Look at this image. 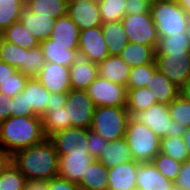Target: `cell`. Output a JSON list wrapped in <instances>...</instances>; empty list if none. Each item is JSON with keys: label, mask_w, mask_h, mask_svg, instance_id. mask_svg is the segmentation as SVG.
I'll use <instances>...</instances> for the list:
<instances>
[{"label": "cell", "mask_w": 190, "mask_h": 190, "mask_svg": "<svg viewBox=\"0 0 190 190\" xmlns=\"http://www.w3.org/2000/svg\"><path fill=\"white\" fill-rule=\"evenodd\" d=\"M58 161L59 155L48 138L11 156V162L27 181H49L57 177Z\"/></svg>", "instance_id": "6da1fadb"}, {"label": "cell", "mask_w": 190, "mask_h": 190, "mask_svg": "<svg viewBox=\"0 0 190 190\" xmlns=\"http://www.w3.org/2000/svg\"><path fill=\"white\" fill-rule=\"evenodd\" d=\"M45 139L41 116H10L0 122V148L11 156Z\"/></svg>", "instance_id": "7a4b0ae2"}, {"label": "cell", "mask_w": 190, "mask_h": 190, "mask_svg": "<svg viewBox=\"0 0 190 190\" xmlns=\"http://www.w3.org/2000/svg\"><path fill=\"white\" fill-rule=\"evenodd\" d=\"M150 12L158 37H171L186 31L189 16L176 0H153Z\"/></svg>", "instance_id": "3957f363"}, {"label": "cell", "mask_w": 190, "mask_h": 190, "mask_svg": "<svg viewBox=\"0 0 190 190\" xmlns=\"http://www.w3.org/2000/svg\"><path fill=\"white\" fill-rule=\"evenodd\" d=\"M125 139L136 162H151L160 152V138L150 128L139 124L132 117L127 122Z\"/></svg>", "instance_id": "277c9868"}, {"label": "cell", "mask_w": 190, "mask_h": 190, "mask_svg": "<svg viewBox=\"0 0 190 190\" xmlns=\"http://www.w3.org/2000/svg\"><path fill=\"white\" fill-rule=\"evenodd\" d=\"M129 118L126 107H95L90 130L108 142L120 140L125 138Z\"/></svg>", "instance_id": "5b68a950"}, {"label": "cell", "mask_w": 190, "mask_h": 190, "mask_svg": "<svg viewBox=\"0 0 190 190\" xmlns=\"http://www.w3.org/2000/svg\"><path fill=\"white\" fill-rule=\"evenodd\" d=\"M121 22L129 42L152 46L156 50L159 37L151 12L126 14Z\"/></svg>", "instance_id": "8992f818"}, {"label": "cell", "mask_w": 190, "mask_h": 190, "mask_svg": "<svg viewBox=\"0 0 190 190\" xmlns=\"http://www.w3.org/2000/svg\"><path fill=\"white\" fill-rule=\"evenodd\" d=\"M155 63L179 89L190 78V52L155 53Z\"/></svg>", "instance_id": "52a82bcc"}, {"label": "cell", "mask_w": 190, "mask_h": 190, "mask_svg": "<svg viewBox=\"0 0 190 190\" xmlns=\"http://www.w3.org/2000/svg\"><path fill=\"white\" fill-rule=\"evenodd\" d=\"M86 91L95 107H126L127 105V88L99 75Z\"/></svg>", "instance_id": "ba28073f"}, {"label": "cell", "mask_w": 190, "mask_h": 190, "mask_svg": "<svg viewBox=\"0 0 190 190\" xmlns=\"http://www.w3.org/2000/svg\"><path fill=\"white\" fill-rule=\"evenodd\" d=\"M64 107L67 110L71 126L90 129L95 105L87 91H68Z\"/></svg>", "instance_id": "9c48e42d"}, {"label": "cell", "mask_w": 190, "mask_h": 190, "mask_svg": "<svg viewBox=\"0 0 190 190\" xmlns=\"http://www.w3.org/2000/svg\"><path fill=\"white\" fill-rule=\"evenodd\" d=\"M87 138L88 129L72 126L56 132L48 139L58 154H89Z\"/></svg>", "instance_id": "30bf717a"}, {"label": "cell", "mask_w": 190, "mask_h": 190, "mask_svg": "<svg viewBox=\"0 0 190 190\" xmlns=\"http://www.w3.org/2000/svg\"><path fill=\"white\" fill-rule=\"evenodd\" d=\"M78 54L97 64L109 56L101 26L80 31Z\"/></svg>", "instance_id": "8fae6325"}, {"label": "cell", "mask_w": 190, "mask_h": 190, "mask_svg": "<svg viewBox=\"0 0 190 190\" xmlns=\"http://www.w3.org/2000/svg\"><path fill=\"white\" fill-rule=\"evenodd\" d=\"M50 93H67L71 90L70 70L54 62H45L36 77Z\"/></svg>", "instance_id": "7c38bea8"}, {"label": "cell", "mask_w": 190, "mask_h": 190, "mask_svg": "<svg viewBox=\"0 0 190 190\" xmlns=\"http://www.w3.org/2000/svg\"><path fill=\"white\" fill-rule=\"evenodd\" d=\"M132 118L150 128L160 139L167 136L171 128L167 104H154L145 111L134 114Z\"/></svg>", "instance_id": "4fadbf2b"}, {"label": "cell", "mask_w": 190, "mask_h": 190, "mask_svg": "<svg viewBox=\"0 0 190 190\" xmlns=\"http://www.w3.org/2000/svg\"><path fill=\"white\" fill-rule=\"evenodd\" d=\"M67 15L78 26L79 31L102 25L98 1L68 3Z\"/></svg>", "instance_id": "5bb4252c"}, {"label": "cell", "mask_w": 190, "mask_h": 190, "mask_svg": "<svg viewBox=\"0 0 190 190\" xmlns=\"http://www.w3.org/2000/svg\"><path fill=\"white\" fill-rule=\"evenodd\" d=\"M26 116H42L49 101L50 92L36 78H28L24 86Z\"/></svg>", "instance_id": "9a60e30c"}, {"label": "cell", "mask_w": 190, "mask_h": 190, "mask_svg": "<svg viewBox=\"0 0 190 190\" xmlns=\"http://www.w3.org/2000/svg\"><path fill=\"white\" fill-rule=\"evenodd\" d=\"M58 176L78 184L87 166L95 160L90 154H58Z\"/></svg>", "instance_id": "2e32d148"}, {"label": "cell", "mask_w": 190, "mask_h": 190, "mask_svg": "<svg viewBox=\"0 0 190 190\" xmlns=\"http://www.w3.org/2000/svg\"><path fill=\"white\" fill-rule=\"evenodd\" d=\"M135 160L108 169V190H137Z\"/></svg>", "instance_id": "e0dca14e"}, {"label": "cell", "mask_w": 190, "mask_h": 190, "mask_svg": "<svg viewBox=\"0 0 190 190\" xmlns=\"http://www.w3.org/2000/svg\"><path fill=\"white\" fill-rule=\"evenodd\" d=\"M136 182L137 190H169L174 183L164 177L152 162L137 165Z\"/></svg>", "instance_id": "ac0fdd59"}, {"label": "cell", "mask_w": 190, "mask_h": 190, "mask_svg": "<svg viewBox=\"0 0 190 190\" xmlns=\"http://www.w3.org/2000/svg\"><path fill=\"white\" fill-rule=\"evenodd\" d=\"M55 18L41 16L24 8L19 21L40 43L50 38L55 24Z\"/></svg>", "instance_id": "d6986e66"}, {"label": "cell", "mask_w": 190, "mask_h": 190, "mask_svg": "<svg viewBox=\"0 0 190 190\" xmlns=\"http://www.w3.org/2000/svg\"><path fill=\"white\" fill-rule=\"evenodd\" d=\"M71 90L86 91L98 76V64L78 57L69 67Z\"/></svg>", "instance_id": "ffe728a7"}, {"label": "cell", "mask_w": 190, "mask_h": 190, "mask_svg": "<svg viewBox=\"0 0 190 190\" xmlns=\"http://www.w3.org/2000/svg\"><path fill=\"white\" fill-rule=\"evenodd\" d=\"M79 33L78 26L68 15H64L55 20L50 36L51 44H60L61 46H69V49H78Z\"/></svg>", "instance_id": "44dd1931"}, {"label": "cell", "mask_w": 190, "mask_h": 190, "mask_svg": "<svg viewBox=\"0 0 190 190\" xmlns=\"http://www.w3.org/2000/svg\"><path fill=\"white\" fill-rule=\"evenodd\" d=\"M131 67L120 57L109 55L98 63V75L113 83L127 87Z\"/></svg>", "instance_id": "7402d4cb"}, {"label": "cell", "mask_w": 190, "mask_h": 190, "mask_svg": "<svg viewBox=\"0 0 190 190\" xmlns=\"http://www.w3.org/2000/svg\"><path fill=\"white\" fill-rule=\"evenodd\" d=\"M77 185L80 190H108V168L99 160H93Z\"/></svg>", "instance_id": "603a6c76"}, {"label": "cell", "mask_w": 190, "mask_h": 190, "mask_svg": "<svg viewBox=\"0 0 190 190\" xmlns=\"http://www.w3.org/2000/svg\"><path fill=\"white\" fill-rule=\"evenodd\" d=\"M98 160L108 169L116 165L133 161L131 150L125 138L116 141H109Z\"/></svg>", "instance_id": "cb8c5ba5"}, {"label": "cell", "mask_w": 190, "mask_h": 190, "mask_svg": "<svg viewBox=\"0 0 190 190\" xmlns=\"http://www.w3.org/2000/svg\"><path fill=\"white\" fill-rule=\"evenodd\" d=\"M40 46L45 62H54L69 68L79 57L78 49H69V46L51 44L50 38L42 41Z\"/></svg>", "instance_id": "d4e9b609"}, {"label": "cell", "mask_w": 190, "mask_h": 190, "mask_svg": "<svg viewBox=\"0 0 190 190\" xmlns=\"http://www.w3.org/2000/svg\"><path fill=\"white\" fill-rule=\"evenodd\" d=\"M101 29L103 31V37L107 44L109 55L120 56L122 50L129 42L122 22L105 23L101 25Z\"/></svg>", "instance_id": "484cf974"}, {"label": "cell", "mask_w": 190, "mask_h": 190, "mask_svg": "<svg viewBox=\"0 0 190 190\" xmlns=\"http://www.w3.org/2000/svg\"><path fill=\"white\" fill-rule=\"evenodd\" d=\"M156 50L152 46L128 42L120 57L131 67L135 68L155 63Z\"/></svg>", "instance_id": "4316f807"}, {"label": "cell", "mask_w": 190, "mask_h": 190, "mask_svg": "<svg viewBox=\"0 0 190 190\" xmlns=\"http://www.w3.org/2000/svg\"><path fill=\"white\" fill-rule=\"evenodd\" d=\"M157 103L169 104L179 95V88L175 86L162 72L158 69L151 76V80L147 84Z\"/></svg>", "instance_id": "83f0119b"}, {"label": "cell", "mask_w": 190, "mask_h": 190, "mask_svg": "<svg viewBox=\"0 0 190 190\" xmlns=\"http://www.w3.org/2000/svg\"><path fill=\"white\" fill-rule=\"evenodd\" d=\"M154 104H157V101L149 88H127L126 108L130 117L136 113L145 111Z\"/></svg>", "instance_id": "f1b7e54d"}, {"label": "cell", "mask_w": 190, "mask_h": 190, "mask_svg": "<svg viewBox=\"0 0 190 190\" xmlns=\"http://www.w3.org/2000/svg\"><path fill=\"white\" fill-rule=\"evenodd\" d=\"M41 117L46 138H49L56 132L72 127L65 107L46 108L45 113Z\"/></svg>", "instance_id": "f546056e"}, {"label": "cell", "mask_w": 190, "mask_h": 190, "mask_svg": "<svg viewBox=\"0 0 190 190\" xmlns=\"http://www.w3.org/2000/svg\"><path fill=\"white\" fill-rule=\"evenodd\" d=\"M1 35L5 41L19 45L27 50L40 46V42L31 35L20 21L7 27Z\"/></svg>", "instance_id": "4dcf8cb0"}, {"label": "cell", "mask_w": 190, "mask_h": 190, "mask_svg": "<svg viewBox=\"0 0 190 190\" xmlns=\"http://www.w3.org/2000/svg\"><path fill=\"white\" fill-rule=\"evenodd\" d=\"M26 7L41 16L57 19L67 15L68 3L66 0H26Z\"/></svg>", "instance_id": "1f68e13d"}, {"label": "cell", "mask_w": 190, "mask_h": 190, "mask_svg": "<svg viewBox=\"0 0 190 190\" xmlns=\"http://www.w3.org/2000/svg\"><path fill=\"white\" fill-rule=\"evenodd\" d=\"M26 7V0H0V34L18 22Z\"/></svg>", "instance_id": "d6a6232c"}, {"label": "cell", "mask_w": 190, "mask_h": 190, "mask_svg": "<svg viewBox=\"0 0 190 190\" xmlns=\"http://www.w3.org/2000/svg\"><path fill=\"white\" fill-rule=\"evenodd\" d=\"M160 153L183 163L189 160L187 148L182 136H164L160 139Z\"/></svg>", "instance_id": "836d02e7"}, {"label": "cell", "mask_w": 190, "mask_h": 190, "mask_svg": "<svg viewBox=\"0 0 190 190\" xmlns=\"http://www.w3.org/2000/svg\"><path fill=\"white\" fill-rule=\"evenodd\" d=\"M126 0H98L102 24L118 22L126 15Z\"/></svg>", "instance_id": "e575fe53"}, {"label": "cell", "mask_w": 190, "mask_h": 190, "mask_svg": "<svg viewBox=\"0 0 190 190\" xmlns=\"http://www.w3.org/2000/svg\"><path fill=\"white\" fill-rule=\"evenodd\" d=\"M25 49L1 38L0 41V60L21 70L24 66Z\"/></svg>", "instance_id": "d590c367"}, {"label": "cell", "mask_w": 190, "mask_h": 190, "mask_svg": "<svg viewBox=\"0 0 190 190\" xmlns=\"http://www.w3.org/2000/svg\"><path fill=\"white\" fill-rule=\"evenodd\" d=\"M190 52V40L185 32L171 37H159L156 53Z\"/></svg>", "instance_id": "8d00e7d4"}, {"label": "cell", "mask_w": 190, "mask_h": 190, "mask_svg": "<svg viewBox=\"0 0 190 190\" xmlns=\"http://www.w3.org/2000/svg\"><path fill=\"white\" fill-rule=\"evenodd\" d=\"M27 179L11 162L0 175V190H24Z\"/></svg>", "instance_id": "74e56055"}, {"label": "cell", "mask_w": 190, "mask_h": 190, "mask_svg": "<svg viewBox=\"0 0 190 190\" xmlns=\"http://www.w3.org/2000/svg\"><path fill=\"white\" fill-rule=\"evenodd\" d=\"M45 64V58L41 46L33 49H25L24 66L20 70L28 78L37 77Z\"/></svg>", "instance_id": "f35d334b"}, {"label": "cell", "mask_w": 190, "mask_h": 190, "mask_svg": "<svg viewBox=\"0 0 190 190\" xmlns=\"http://www.w3.org/2000/svg\"><path fill=\"white\" fill-rule=\"evenodd\" d=\"M157 70L156 64H146L131 68L126 88H143L147 87L151 76Z\"/></svg>", "instance_id": "ab89813d"}, {"label": "cell", "mask_w": 190, "mask_h": 190, "mask_svg": "<svg viewBox=\"0 0 190 190\" xmlns=\"http://www.w3.org/2000/svg\"><path fill=\"white\" fill-rule=\"evenodd\" d=\"M151 162L164 177L172 182L176 181L182 163L160 152L154 157Z\"/></svg>", "instance_id": "60d3db41"}, {"label": "cell", "mask_w": 190, "mask_h": 190, "mask_svg": "<svg viewBox=\"0 0 190 190\" xmlns=\"http://www.w3.org/2000/svg\"><path fill=\"white\" fill-rule=\"evenodd\" d=\"M168 112L171 120L190 127V102L178 95L168 104Z\"/></svg>", "instance_id": "b9f144b4"}, {"label": "cell", "mask_w": 190, "mask_h": 190, "mask_svg": "<svg viewBox=\"0 0 190 190\" xmlns=\"http://www.w3.org/2000/svg\"><path fill=\"white\" fill-rule=\"evenodd\" d=\"M27 79V76L17 70L10 76V78L0 84V93L13 98L23 91Z\"/></svg>", "instance_id": "7bdbcfd3"}, {"label": "cell", "mask_w": 190, "mask_h": 190, "mask_svg": "<svg viewBox=\"0 0 190 190\" xmlns=\"http://www.w3.org/2000/svg\"><path fill=\"white\" fill-rule=\"evenodd\" d=\"M88 153L96 160L101 156L104 147L107 146L108 141H106L102 136L94 133L88 129Z\"/></svg>", "instance_id": "ee69618b"}, {"label": "cell", "mask_w": 190, "mask_h": 190, "mask_svg": "<svg viewBox=\"0 0 190 190\" xmlns=\"http://www.w3.org/2000/svg\"><path fill=\"white\" fill-rule=\"evenodd\" d=\"M151 0H126V14H140L150 12Z\"/></svg>", "instance_id": "f6af8a7d"}, {"label": "cell", "mask_w": 190, "mask_h": 190, "mask_svg": "<svg viewBox=\"0 0 190 190\" xmlns=\"http://www.w3.org/2000/svg\"><path fill=\"white\" fill-rule=\"evenodd\" d=\"M174 183L182 190H190V159L182 163L180 172Z\"/></svg>", "instance_id": "bcb514c9"}, {"label": "cell", "mask_w": 190, "mask_h": 190, "mask_svg": "<svg viewBox=\"0 0 190 190\" xmlns=\"http://www.w3.org/2000/svg\"><path fill=\"white\" fill-rule=\"evenodd\" d=\"M48 190H80L76 183L62 177H55L48 181Z\"/></svg>", "instance_id": "7dc6e473"}, {"label": "cell", "mask_w": 190, "mask_h": 190, "mask_svg": "<svg viewBox=\"0 0 190 190\" xmlns=\"http://www.w3.org/2000/svg\"><path fill=\"white\" fill-rule=\"evenodd\" d=\"M11 109H12V116H26L24 91H21L12 98Z\"/></svg>", "instance_id": "c3c4849f"}, {"label": "cell", "mask_w": 190, "mask_h": 190, "mask_svg": "<svg viewBox=\"0 0 190 190\" xmlns=\"http://www.w3.org/2000/svg\"><path fill=\"white\" fill-rule=\"evenodd\" d=\"M11 101L12 97L0 93V122L12 116Z\"/></svg>", "instance_id": "681fc988"}, {"label": "cell", "mask_w": 190, "mask_h": 190, "mask_svg": "<svg viewBox=\"0 0 190 190\" xmlns=\"http://www.w3.org/2000/svg\"><path fill=\"white\" fill-rule=\"evenodd\" d=\"M67 93H50L46 108H60L65 106Z\"/></svg>", "instance_id": "f907efd6"}, {"label": "cell", "mask_w": 190, "mask_h": 190, "mask_svg": "<svg viewBox=\"0 0 190 190\" xmlns=\"http://www.w3.org/2000/svg\"><path fill=\"white\" fill-rule=\"evenodd\" d=\"M17 69L0 60V84L6 81Z\"/></svg>", "instance_id": "816d5d0a"}, {"label": "cell", "mask_w": 190, "mask_h": 190, "mask_svg": "<svg viewBox=\"0 0 190 190\" xmlns=\"http://www.w3.org/2000/svg\"><path fill=\"white\" fill-rule=\"evenodd\" d=\"M170 125H171V128L167 136H182L188 129V127L182 125L179 122H175L173 120H171Z\"/></svg>", "instance_id": "f5cc1de1"}, {"label": "cell", "mask_w": 190, "mask_h": 190, "mask_svg": "<svg viewBox=\"0 0 190 190\" xmlns=\"http://www.w3.org/2000/svg\"><path fill=\"white\" fill-rule=\"evenodd\" d=\"M11 163V155L0 148V175Z\"/></svg>", "instance_id": "db71d44e"}, {"label": "cell", "mask_w": 190, "mask_h": 190, "mask_svg": "<svg viewBox=\"0 0 190 190\" xmlns=\"http://www.w3.org/2000/svg\"><path fill=\"white\" fill-rule=\"evenodd\" d=\"M179 95L190 102V78L179 89Z\"/></svg>", "instance_id": "11a10c76"}, {"label": "cell", "mask_w": 190, "mask_h": 190, "mask_svg": "<svg viewBox=\"0 0 190 190\" xmlns=\"http://www.w3.org/2000/svg\"><path fill=\"white\" fill-rule=\"evenodd\" d=\"M185 146L187 148V153L190 159V127L186 130V132L182 135Z\"/></svg>", "instance_id": "9f6ffc18"}, {"label": "cell", "mask_w": 190, "mask_h": 190, "mask_svg": "<svg viewBox=\"0 0 190 190\" xmlns=\"http://www.w3.org/2000/svg\"><path fill=\"white\" fill-rule=\"evenodd\" d=\"M185 13L190 16V0H176Z\"/></svg>", "instance_id": "6f0895ef"}, {"label": "cell", "mask_w": 190, "mask_h": 190, "mask_svg": "<svg viewBox=\"0 0 190 190\" xmlns=\"http://www.w3.org/2000/svg\"><path fill=\"white\" fill-rule=\"evenodd\" d=\"M35 190H48V181H35Z\"/></svg>", "instance_id": "680465c9"}, {"label": "cell", "mask_w": 190, "mask_h": 190, "mask_svg": "<svg viewBox=\"0 0 190 190\" xmlns=\"http://www.w3.org/2000/svg\"><path fill=\"white\" fill-rule=\"evenodd\" d=\"M24 190H35V181H28Z\"/></svg>", "instance_id": "91938a15"}, {"label": "cell", "mask_w": 190, "mask_h": 190, "mask_svg": "<svg viewBox=\"0 0 190 190\" xmlns=\"http://www.w3.org/2000/svg\"><path fill=\"white\" fill-rule=\"evenodd\" d=\"M185 33H186V35L189 37V40H190V16H189V18H188L187 28H186Z\"/></svg>", "instance_id": "94428289"}, {"label": "cell", "mask_w": 190, "mask_h": 190, "mask_svg": "<svg viewBox=\"0 0 190 190\" xmlns=\"http://www.w3.org/2000/svg\"><path fill=\"white\" fill-rule=\"evenodd\" d=\"M169 190H182V189H181L179 186H177L175 183H173V184L170 186Z\"/></svg>", "instance_id": "6125c7cd"}, {"label": "cell", "mask_w": 190, "mask_h": 190, "mask_svg": "<svg viewBox=\"0 0 190 190\" xmlns=\"http://www.w3.org/2000/svg\"><path fill=\"white\" fill-rule=\"evenodd\" d=\"M67 3H72V2H76V1H86V2H91V1H98V0H66Z\"/></svg>", "instance_id": "be15d7a7"}]
</instances>
